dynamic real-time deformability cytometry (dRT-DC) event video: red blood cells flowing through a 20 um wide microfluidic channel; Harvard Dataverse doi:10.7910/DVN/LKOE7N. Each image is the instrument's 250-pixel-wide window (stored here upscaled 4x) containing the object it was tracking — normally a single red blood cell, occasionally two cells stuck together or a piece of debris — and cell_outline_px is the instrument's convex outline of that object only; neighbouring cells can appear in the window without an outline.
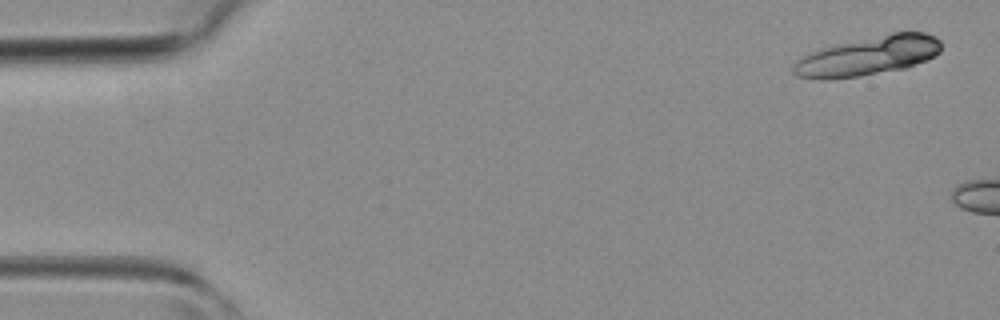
{"species": "common noctule bat (a hibernating species)", "species_latin": "Nyctalus noctula", "temperature_condition": "room temperature", "stored_images_in_passage": 5, "camera_frame_rate_fps": 3000, "um_per_image_px": 0.085, "animal": {"sex": "female", "body_mass_g": 19.3, "forearm_length_mm": 54.1}, "frame": {"image": 1, "passage_image": 2, "time_ms": 0.333, "image_size_px": [1000, 320], "cell_outline_px": [[940, 52], [924, 60], [904, 68], [860, 76], [828, 80], [820, 80], [796, 76], [792, 72], [792, 64], [796, 60], [808, 52], [820, 48], [892, 32], [924, 32], [936, 36], [940, 40]], "centroid_in_image_um": [73.71, 4.76], "position_along_channel_um": 11.3, "area_um2": 33.7}}